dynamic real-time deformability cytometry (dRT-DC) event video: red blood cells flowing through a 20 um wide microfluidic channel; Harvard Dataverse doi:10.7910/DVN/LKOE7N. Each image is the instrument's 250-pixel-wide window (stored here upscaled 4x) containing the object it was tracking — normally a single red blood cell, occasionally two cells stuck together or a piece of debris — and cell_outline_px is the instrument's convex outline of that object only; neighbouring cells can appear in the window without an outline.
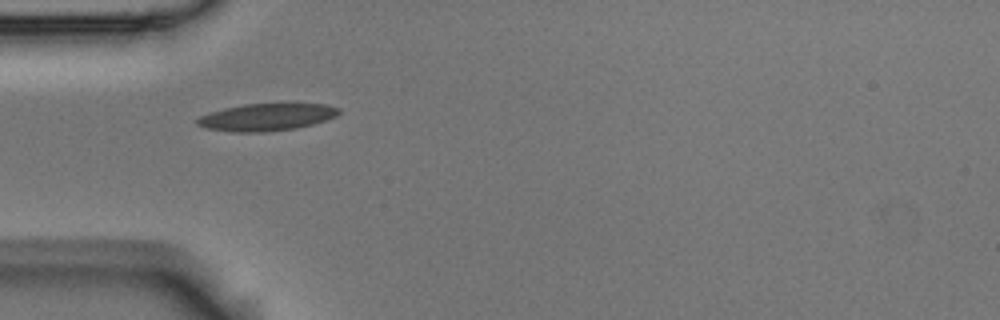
{"species": "Egyptian fruit bat (a non-hibernating species)", "species_latin": "Rousettus aegyptiacus", "temperature_condition": "room temperature", "stored_images_in_passage": 7, "camera_frame_rate_fps": 3000, "um_per_image_px": 0.085, "animal": {"sex": "male"}, "frame": {"image": 1, "passage_image": 1, "time_ms": 0.0, "image_size_px": [1000, 320], "cell_outline_px": [[340, 112], [336, 116], [312, 124], [296, 128], [260, 132], [232, 132], [204, 128], [196, 124], [196, 120], [200, 116], [224, 108], [244, 104], [328, 104], [340, 108]], "centroid_in_image_um": [22.64, 9.95], "position_along_channel_um": 62.4, "area_um2": 22.31}}
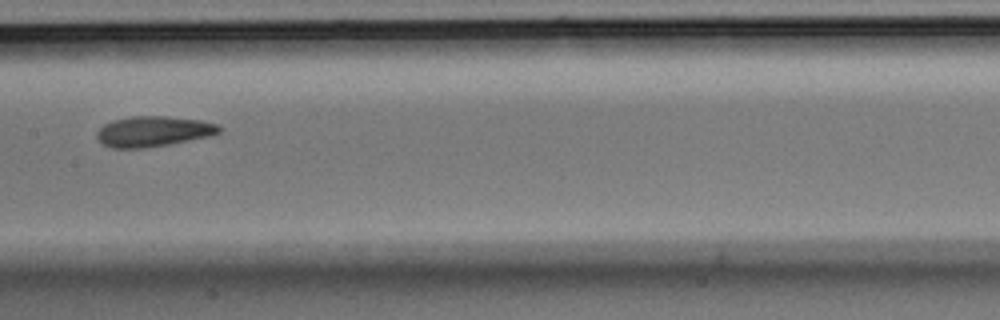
{"frame": {"image": 2, "passage_image": 4, "time_ms": 1.0, "image_size_px": [1000, 320], "cell_outline_px": [[220, 132], [208, 136], [168, 144], [144, 148], [112, 148], [104, 144], [96, 136], [96, 132], [104, 124], [112, 120], [132, 116], [168, 116], [200, 120], [216, 124], [220, 128]], "centroid_in_image_um": [12.99, 11.16], "position_along_channel_um": 194.4, "area_um2": 21.44}}
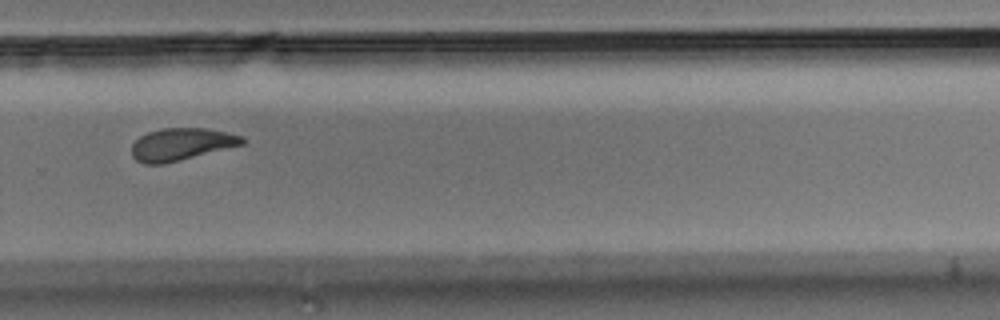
{"frame": {"image": 3, "passage_image": 7, "time_ms": 2.0, "image_size_px": [1000, 320], "cell_outline_px": [[244, 144], [164, 164], [144, 164], [136, 160], [132, 156], [132, 144], [140, 136], [148, 132], [160, 128], [204, 128], [244, 136]], "centroid_in_image_um": [15.38, 12.26], "position_along_channel_um": 314.4, "area_um2": 20.69}}